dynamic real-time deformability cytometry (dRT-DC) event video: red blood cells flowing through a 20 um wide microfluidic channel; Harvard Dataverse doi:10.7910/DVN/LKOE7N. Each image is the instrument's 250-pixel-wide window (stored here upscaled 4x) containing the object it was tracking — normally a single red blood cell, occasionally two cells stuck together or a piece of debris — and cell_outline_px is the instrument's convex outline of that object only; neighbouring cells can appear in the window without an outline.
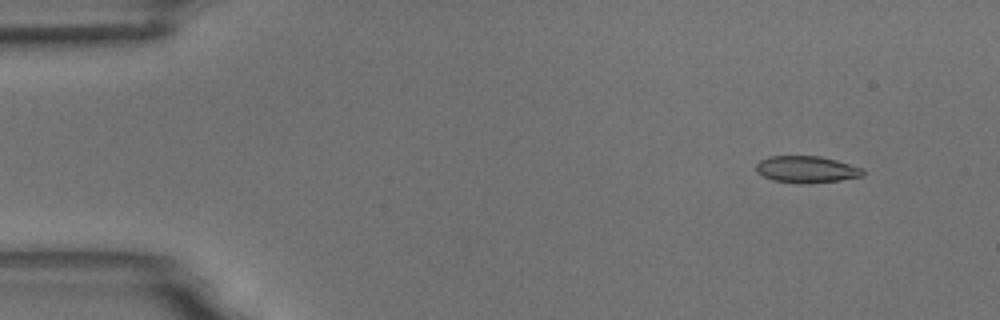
{"species": "common noctule bat (a hibernating species)", "species_latin": "Nyctalus noctula", "temperature_condition": "room temperature", "stored_images_in_passage": 5, "camera_frame_rate_fps": 3000, "um_per_image_px": 0.085, "animal": {"sex": "male", "body_mass_g": 18.8}, "frame": {"image": 1, "passage_image": 2, "time_ms": 1.0, "image_size_px": [1000, 320], "cell_outline_px": [[864, 176], [840, 180], [772, 180], [756, 172], [756, 164], [760, 160], [768, 156], [820, 156], [836, 160], [864, 168]], "centroid_in_image_um": [68.57, 14.33], "position_along_channel_um": 16.4, "area_um2": 15.78}}